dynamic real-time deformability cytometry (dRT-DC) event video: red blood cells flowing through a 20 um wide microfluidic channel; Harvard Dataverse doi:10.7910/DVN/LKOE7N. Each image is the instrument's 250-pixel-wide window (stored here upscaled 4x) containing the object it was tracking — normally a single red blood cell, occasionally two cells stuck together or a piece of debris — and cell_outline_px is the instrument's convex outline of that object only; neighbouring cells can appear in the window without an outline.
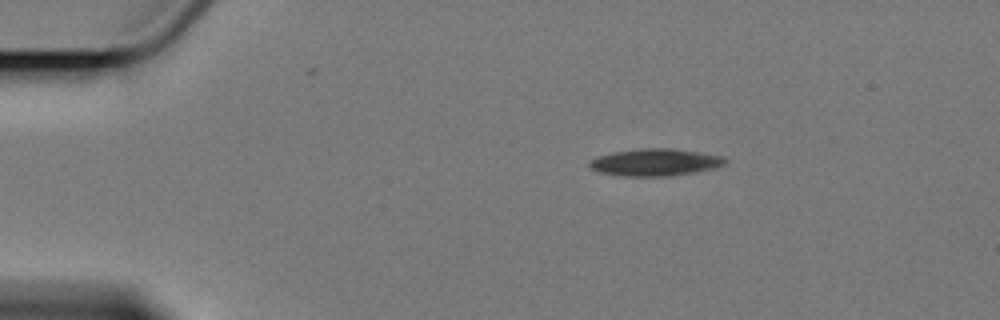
{"species": "Egyptian fruit bat (a non-hibernating species)", "species_latin": "Rousettus aegyptiacus", "temperature_condition": "cold", "stored_images_in_passage": 3, "camera_frame_rate_fps": 3000, "um_per_image_px": 0.085, "animal": {"sex": "female"}, "frame": {"image": 1, "passage_image": 1, "time_ms": 0.0, "image_size_px": [1000, 320], "cell_outline_px": [[728, 160], [724, 164], [716, 168], [672, 176], [620, 176], [596, 172], [588, 164], [592, 160], [600, 156], [612, 152], [640, 148], [672, 148], [724, 156]], "centroid_in_image_um": [55.71, 13.8], "position_along_channel_um": 29.3, "area_um2": 21.56}}